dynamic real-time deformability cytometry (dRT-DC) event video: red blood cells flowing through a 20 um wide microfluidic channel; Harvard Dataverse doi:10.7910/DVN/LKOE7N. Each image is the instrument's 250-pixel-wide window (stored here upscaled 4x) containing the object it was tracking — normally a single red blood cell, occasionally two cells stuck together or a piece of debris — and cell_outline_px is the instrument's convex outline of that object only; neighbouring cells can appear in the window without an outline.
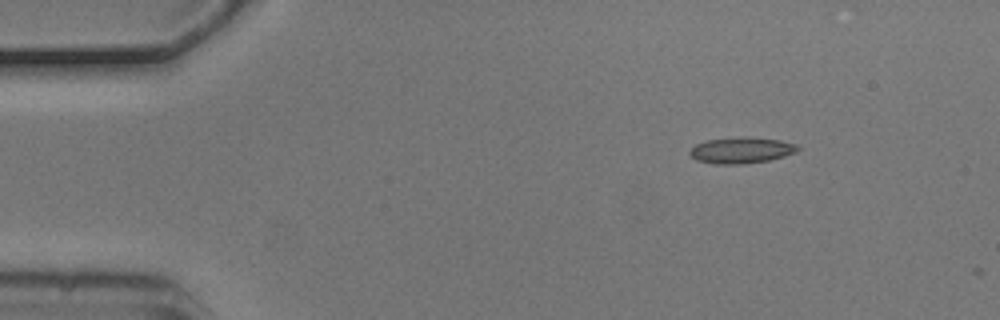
{"species": "common noctule bat (a hibernating species)", "species_latin": "Nyctalus noctula", "temperature_condition": "cold", "stored_images_in_passage": 2, "camera_frame_rate_fps": 3000, "um_per_image_px": 0.085, "animal": {"sex": "male", "body_mass_g": 20.5, "forearm_length_mm": 52.5}, "frame": {"image": 1, "passage_image": 1, "time_ms": 0.0, "image_size_px": [1000, 320], "cell_outline_px": [[800, 148], [796, 152], [784, 156], [768, 160], [740, 164], [716, 164], [696, 160], [688, 152], [696, 144], [708, 140], [748, 136], [780, 140], [796, 144]], "centroid_in_image_um": [63.02, 12.77], "position_along_channel_um": 22.0, "area_um2": 16.3}}